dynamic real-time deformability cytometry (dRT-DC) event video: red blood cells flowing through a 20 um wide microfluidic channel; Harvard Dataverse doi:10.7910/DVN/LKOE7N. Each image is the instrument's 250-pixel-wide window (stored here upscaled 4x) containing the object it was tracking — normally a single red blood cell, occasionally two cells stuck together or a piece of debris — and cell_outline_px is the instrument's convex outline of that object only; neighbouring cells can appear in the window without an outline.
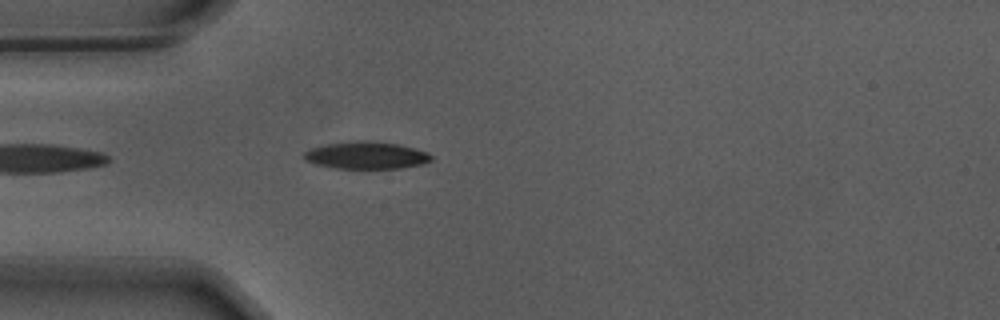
{"species": "Egyptian fruit bat (a non-hibernating species)", "species_latin": "Rousettus aegyptiacus", "temperature_condition": "warm", "stored_images_in_passage": 41, "camera_frame_rate_fps": 3000, "um_per_image_px": 0.085, "animal": {"sex": "male"}, "frame": {"image": 1, "passage_image": 1, "time_ms": 0.0, "image_size_px": [1000, 320], "cell_outline_px": [[432, 160], [424, 164], [400, 168], [332, 168], [316, 164], [304, 160], [300, 156], [304, 152], [312, 148], [328, 144], [348, 140], [372, 140], [396, 144], [428, 152], [432, 156]], "centroid_in_image_um": [31.1, 13.19], "position_along_channel_um": 53.9, "area_um2": 20.4}}
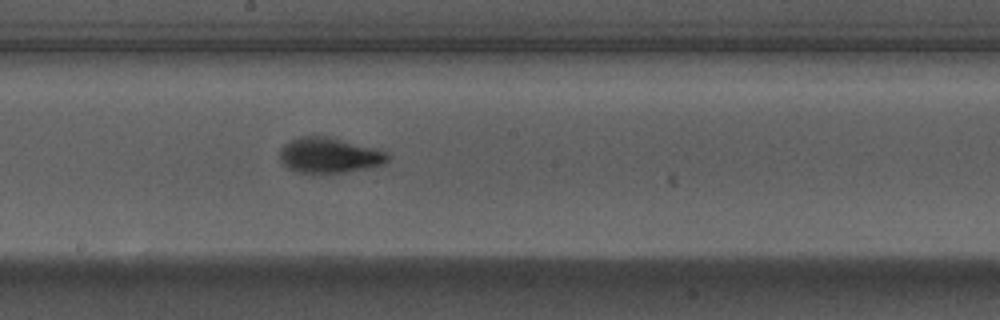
{"frame": {"image": 2, "passage_image": 15, "time_ms": 4.667, "image_size_px": [1000, 320], "cell_outline_px": [[392, 156], [384, 164], [344, 172], [296, 172], [288, 168], [280, 160], [280, 148], [284, 144], [300, 136], [328, 136], [376, 148], [388, 152]], "centroid_in_image_um": [28.01, 13.18], "position_along_channel_um": 220.2, "area_um2": 22.14}}
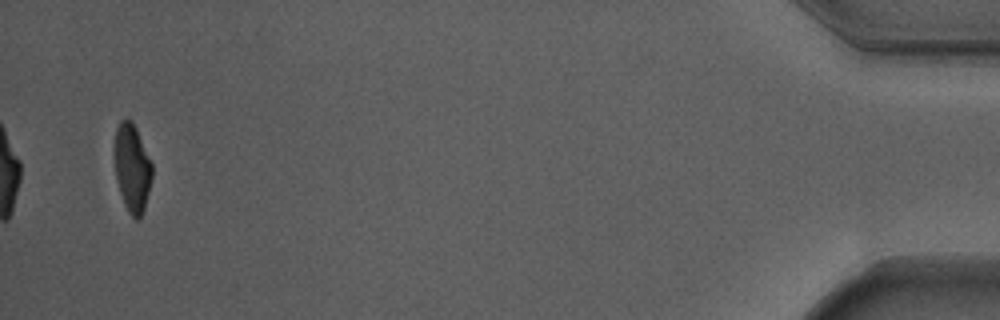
{"frame": {"image": 3, "passage_image": 39, "time_ms": 12.667, "image_size_px": [1000, 320], "cell_outline_px": [[152, 180], [144, 208], [140, 216], [136, 220], [128, 212], [124, 204], [116, 180], [112, 152], [116, 128], [120, 120], [128, 116], [136, 128], [152, 164]], "centroid_in_image_um": [11.19, 14.22], "position_along_channel_um": 424.0, "area_um2": 19.65}, "authors_computed_cell_mechanics": {"area_um2": 20.808, "velocity_mm_per_s": 3.6958, "shape_relaxation_time_tau1_ms": 3.0403, "shape_relaxation_time_tau2_ms": 1.0062, "deformation_change_tau1": 0.1727, "deformation_change_tau2": 0.0761}}